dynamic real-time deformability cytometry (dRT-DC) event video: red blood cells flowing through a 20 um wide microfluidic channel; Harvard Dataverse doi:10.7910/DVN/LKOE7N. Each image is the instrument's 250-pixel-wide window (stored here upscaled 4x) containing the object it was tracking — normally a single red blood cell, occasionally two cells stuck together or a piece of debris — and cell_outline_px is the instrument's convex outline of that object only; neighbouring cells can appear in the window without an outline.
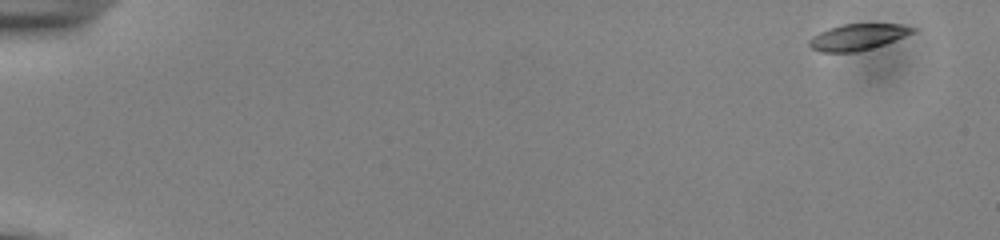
{"species": "common noctule bat (a hibernating species)", "species_latin": "Nyctalus noctula", "temperature_condition": "cold", "stored_images_in_passage": 53, "camera_frame_rate_fps": 3000, "um_per_image_px": 0.085, "animal": {"sex": "male", "body_mass_g": 13.0, "forearm_length_mm": 53.1}, "frame": {"image": 1, "passage_image": 1, "time_ms": 0.0, "image_size_px": [1000, 240], "cell_outline_px": [[920, 28], [916, 32], [884, 44], [856, 52], [820, 52], [812, 48], [808, 44], [808, 40], [812, 36], [828, 28], [844, 24], [904, 24]], "centroid_in_image_um": [72.94, 3.13], "position_along_channel_um": 12.1, "area_um2": 15.9}}
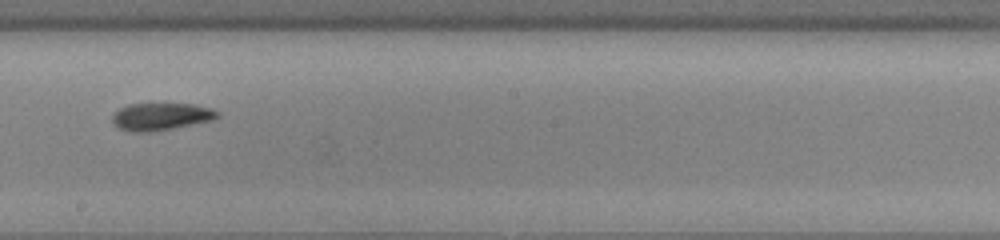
{"frame": {"image": 2, "passage_image": 31, "time_ms": 10.0, "image_size_px": [1000, 240], "cell_outline_px": [[220, 116], [212, 120], [176, 128], [152, 132], [132, 132], [120, 128], [112, 124], [112, 116], [120, 108], [128, 104], [196, 104], [212, 108], [220, 112]], "centroid_in_image_um": [13.71, 9.91], "position_along_channel_um": 234.5, "area_um2": 16.94}}
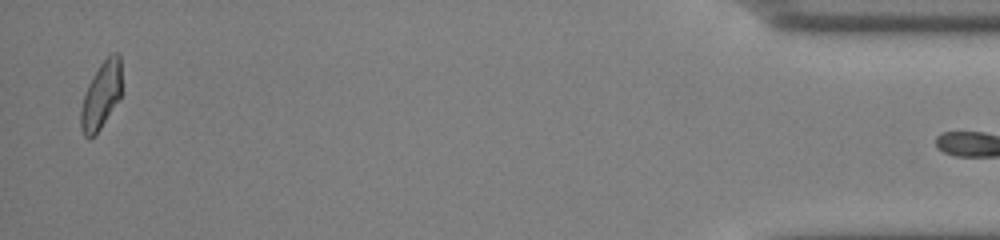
{"frame": {"image": 3, "passage_image": 52, "time_ms": 17.0, "image_size_px": [1000, 240], "cell_outline_px": [[120, 100], [100, 128], [88, 140], [84, 136], [80, 128], [80, 108], [88, 84], [92, 76], [100, 64], [112, 52], [116, 52], [120, 56]], "centroid_in_image_um": [8.58, 8.13], "position_along_channel_um": 426.6, "area_um2": 15.9}}